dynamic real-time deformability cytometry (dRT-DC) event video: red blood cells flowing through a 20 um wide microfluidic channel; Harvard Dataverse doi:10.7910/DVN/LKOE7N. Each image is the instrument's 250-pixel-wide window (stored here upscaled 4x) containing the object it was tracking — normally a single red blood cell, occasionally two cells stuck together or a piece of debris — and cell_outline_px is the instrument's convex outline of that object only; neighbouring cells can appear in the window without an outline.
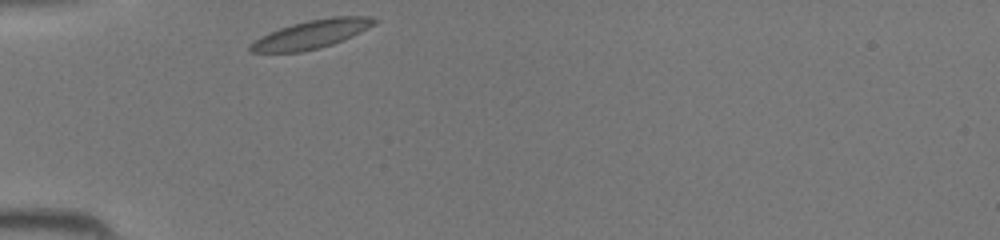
{"species": "common noctule bat (a hibernating species)", "species_latin": "Nyctalus noctula", "temperature_condition": "room temperature", "stored_images_in_passage": 25, "camera_frame_rate_fps": 3000, "um_per_image_px": 0.085, "animal": {"sex": "female", "body_mass_g": 19.5, "forearm_length_mm": 54.1}, "frame": {"image": 1, "passage_image": 1, "time_ms": 0.0, "image_size_px": [1000, 240], "cell_outline_px": [[380, 20], [368, 28], [344, 40], [320, 48], [300, 52], [248, 52], [248, 48], [260, 36], [268, 32], [292, 24], [308, 20], [332, 16], [368, 16]], "centroid_in_image_um": [26.49, 2.9], "position_along_channel_um": 58.5, "area_um2": 20.52}}
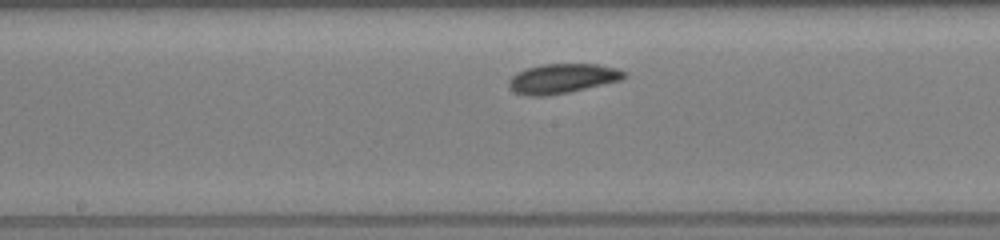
{"frame": {"image": 2, "passage_image": 11, "time_ms": 3.333, "image_size_px": [1000, 240], "cell_outline_px": [[628, 76], [624, 80], [568, 92], [544, 96], [524, 96], [508, 88], [508, 80], [516, 72], [540, 64], [600, 64], [616, 68], [624, 72]], "centroid_in_image_um": [47.8, 6.67], "position_along_channel_um": 200.4, "area_um2": 20.11}}
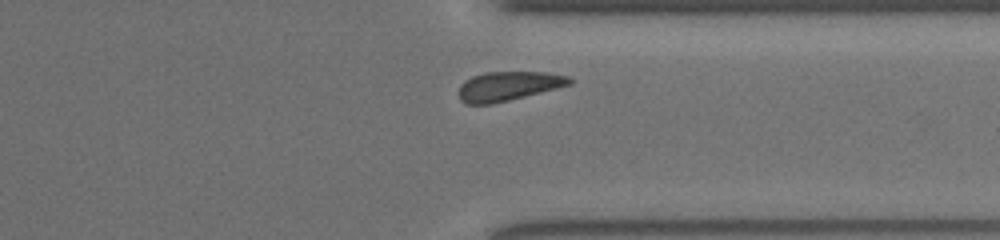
{"frame": {"image": 3, "passage_image": 22, "time_ms": 7.0, "image_size_px": [1000, 240], "cell_outline_px": [[572, 84], [508, 100], [488, 104], [464, 104], [460, 100], [460, 84], [464, 80], [472, 76], [484, 72], [544, 72], [568, 76], [572, 80]], "centroid_in_image_um": [43.17, 7.31], "position_along_channel_um": 368.2, "area_um2": 18.67}}